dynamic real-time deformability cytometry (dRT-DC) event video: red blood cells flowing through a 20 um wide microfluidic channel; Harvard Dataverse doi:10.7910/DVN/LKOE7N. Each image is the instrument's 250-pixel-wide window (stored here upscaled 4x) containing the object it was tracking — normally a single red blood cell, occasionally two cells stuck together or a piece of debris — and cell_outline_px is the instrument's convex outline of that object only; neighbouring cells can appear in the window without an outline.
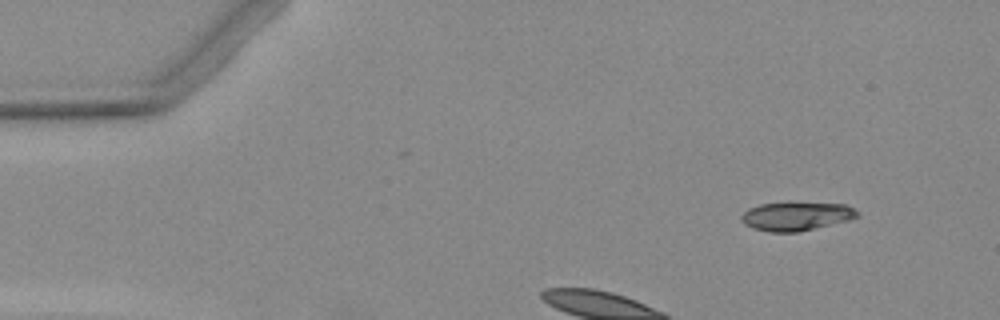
{"species": "Egyptian fruit bat (a non-hibernating species)", "species_latin": "Rousettus aegyptiacus", "temperature_condition": "warm", "stored_images_in_passage": 4, "camera_frame_rate_fps": 3000, "um_per_image_px": 0.085, "animal": {"sex": "female"}, "frame": {"image": 1, "passage_image": 1, "time_ms": 0.0, "image_size_px": [1000, 320], "cell_outline_px": [[860, 216], [848, 220], [796, 232], [768, 232], [752, 228], [744, 224], [740, 216], [748, 208], [760, 204], [844, 204], [852, 208]], "centroid_in_image_um": [67.62, 18.4], "position_along_channel_um": 17.4, "area_um2": 18.67}}
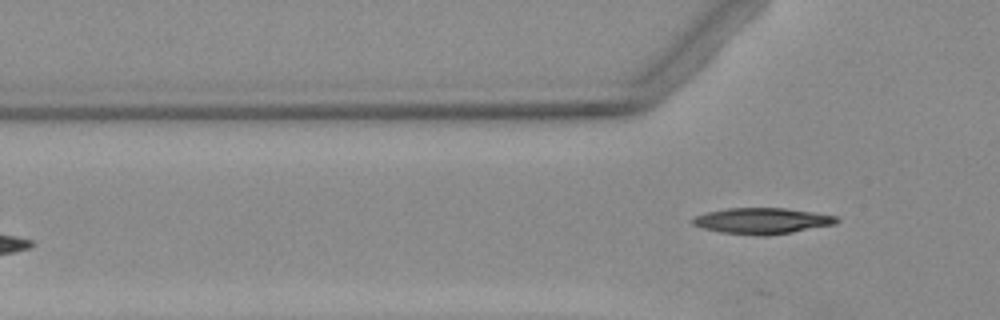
{"frame": {"image": 2, "passage_image": 4, "time_ms": 3.667, "image_size_px": [1000, 320], "cell_outline_px": [[840, 220], [832, 224], [792, 232], [720, 232], [704, 228], [692, 224], [688, 220], [696, 216], [708, 212], [728, 208], [784, 208], [812, 212], [836, 216]], "centroid_in_image_um": [64.74, 18.71], "position_along_channel_um": 61.1, "area_um2": 20.46}}